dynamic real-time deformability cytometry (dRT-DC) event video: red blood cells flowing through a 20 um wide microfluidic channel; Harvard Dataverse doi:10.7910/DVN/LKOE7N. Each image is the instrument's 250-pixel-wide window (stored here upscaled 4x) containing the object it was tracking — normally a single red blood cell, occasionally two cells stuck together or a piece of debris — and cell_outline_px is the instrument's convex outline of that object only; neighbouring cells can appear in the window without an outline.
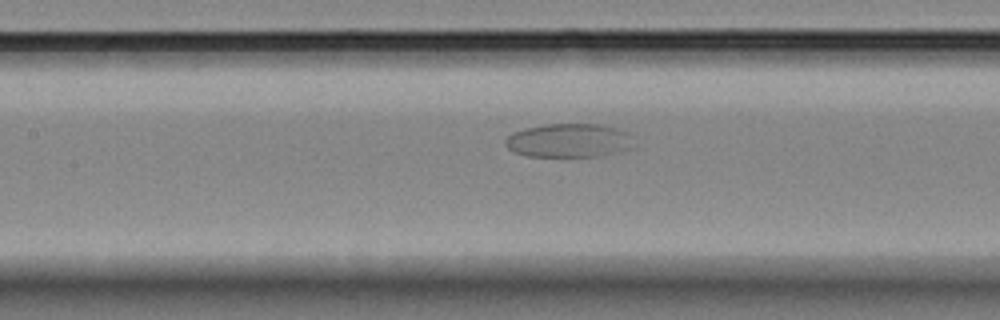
{"species": "Egyptian fruit bat (a non-hibernating species)", "species_latin": "Rousettus aegyptiacus", "temperature_condition": "room temperature", "stored_images_in_passage": 36, "segment_of_instrument_passage": [1, 2], "camera_frame_rate_fps": 3000, "um_per_image_px": 0.085, "animal": {"sex": "female"}, "frame": {"image": 1, "passage_image": 11, "time_ms": 3.333, "image_size_px": [1000, 320], "cell_outline_px": [[636, 136], [632, 148], [596, 156], [528, 156], [516, 152], [508, 148], [504, 144], [504, 140], [512, 132], [524, 128], [544, 124], [600, 124], [632, 132]], "centroid_in_image_um": [48.4, 11.92], "position_along_channel_um": 159.0, "area_um2": 25.55}}
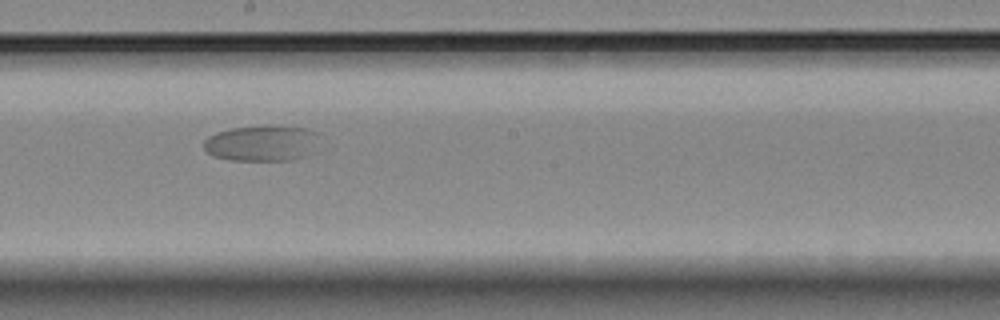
{"frame": {"image": 2, "passage_image": 17, "time_ms": 5.333, "image_size_px": [1000, 320], "cell_outline_px": [[316, 136], [308, 156], [292, 160], [232, 160], [212, 156], [204, 148], [204, 140], [208, 136], [216, 132], [232, 128], [268, 124], [304, 128], [316, 132]], "centroid_in_image_um": [22.19, 12.16], "position_along_channel_um": 226.0, "area_um2": 24.1}}
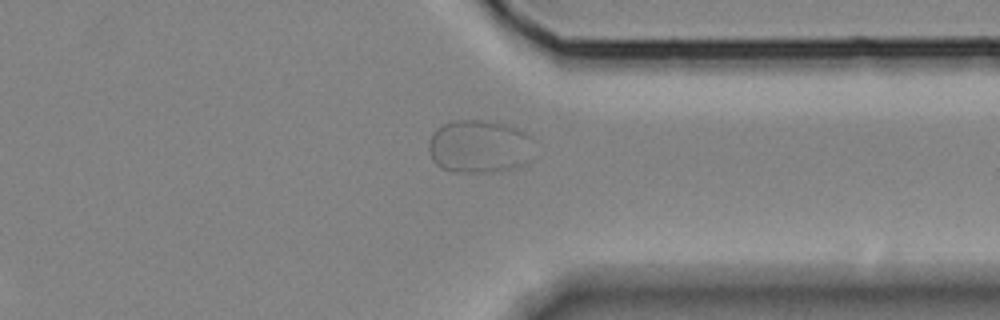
{"frame": {"image": 3, "passage_image": 30, "time_ms": 9.667, "image_size_px": [1000, 320], "cell_outline_px": [[536, 140], [524, 164], [492, 172], [452, 172], [440, 168], [432, 160], [428, 152], [428, 140], [436, 128], [440, 124], [456, 120], [488, 120], [504, 124], [528, 132]], "centroid_in_image_um": [40.7, 12.43], "position_along_channel_um": 370.7, "area_um2": 33.06}}